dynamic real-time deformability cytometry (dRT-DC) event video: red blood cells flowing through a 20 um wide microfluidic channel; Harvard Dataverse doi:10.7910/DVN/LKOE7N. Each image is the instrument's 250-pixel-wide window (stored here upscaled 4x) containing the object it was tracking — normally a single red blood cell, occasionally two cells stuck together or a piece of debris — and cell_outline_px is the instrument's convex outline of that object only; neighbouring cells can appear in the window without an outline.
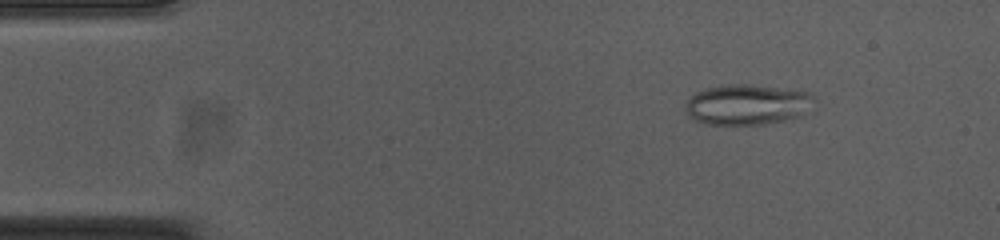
{"species": "common noctule bat (a hibernating species)", "species_latin": "Nyctalus noctula", "temperature_condition": "cold", "stored_images_in_passage": 48, "camera_frame_rate_fps": 3000, "um_per_image_px": 0.085, "animal": {"sex": "female", "body_mass_g": 23.0, "forearm_length_mm": 53.4}, "frame": {"image": 1, "passage_image": 1, "time_ms": 0.0, "image_size_px": [1000, 240], "cell_outline_px": [[816, 112], [804, 116], [764, 124], [708, 124], [696, 120], [688, 116], [684, 112], [684, 104], [696, 92], [704, 88], [732, 84], [748, 84], [808, 92], [816, 100]], "centroid_in_image_um": [63.6, 8.9], "position_along_channel_um": 21.4, "area_um2": 30.92}}
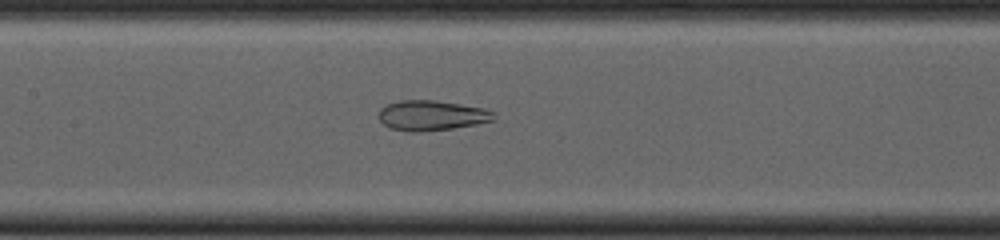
{"frame": {"image": 2, "passage_image": 19, "time_ms": 6.0, "image_size_px": [1000, 240], "cell_outline_px": [[496, 120], [476, 124], [452, 128], [416, 132], [408, 132], [388, 128], [380, 120], [380, 108], [384, 104], [400, 100], [436, 100], [484, 108], [496, 112]], "centroid_in_image_um": [36.7, 9.81], "position_along_channel_um": 170.7, "area_um2": 20.4}}
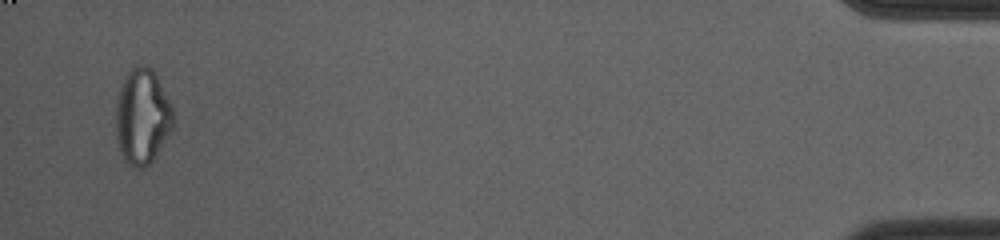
{"frame": {"image": 3, "passage_image": 46, "time_ms": 15.0, "image_size_px": [1000, 240], "cell_outline_px": [[176, 120], [172, 128], [152, 160], [144, 168], [132, 168], [124, 160], [120, 152], [116, 140], [116, 100], [124, 76], [136, 64], [144, 64], [152, 68], [176, 116]], "centroid_in_image_um": [12.07, 9.91], "position_along_channel_um": 423.1, "area_um2": 32.02}, "authors_computed_cell_mechanics": {"area_um2": 28.6688, "velocity_mm_per_s": 3.7597, "shape_relaxation_time_tau1_ms": null, "shape_relaxation_time_tau2_ms": 1.191, "deformation_change_tau1": null, "deformation_change_tau2": 0.0903}}